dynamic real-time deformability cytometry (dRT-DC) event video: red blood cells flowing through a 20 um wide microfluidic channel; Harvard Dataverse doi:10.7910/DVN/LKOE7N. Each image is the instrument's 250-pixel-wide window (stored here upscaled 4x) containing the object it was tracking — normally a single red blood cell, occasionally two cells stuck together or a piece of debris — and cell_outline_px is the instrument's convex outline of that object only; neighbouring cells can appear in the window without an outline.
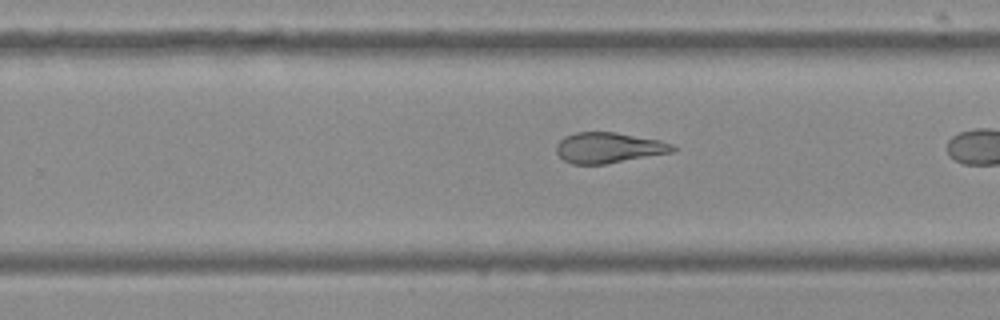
{"species": "Egyptian fruit bat (a non-hibernating species)", "species_latin": "Rousettus aegyptiacus", "temperature_condition": "cold", "stored_images_in_passage": 29, "camera_frame_rate_fps": 3000, "um_per_image_px": 0.085, "frame": {"image": 1, "passage_image": 21, "time_ms": 6.667, "image_size_px": [1000, 320], "cell_outline_px": [[676, 152], [604, 164], [572, 164], [564, 160], [556, 152], [556, 144], [564, 136], [576, 132], [616, 132], [660, 140], [672, 144], [676, 148]], "centroid_in_image_um": [51.75, 12.55], "position_along_channel_um": 278.1, "area_um2": 20.87}}